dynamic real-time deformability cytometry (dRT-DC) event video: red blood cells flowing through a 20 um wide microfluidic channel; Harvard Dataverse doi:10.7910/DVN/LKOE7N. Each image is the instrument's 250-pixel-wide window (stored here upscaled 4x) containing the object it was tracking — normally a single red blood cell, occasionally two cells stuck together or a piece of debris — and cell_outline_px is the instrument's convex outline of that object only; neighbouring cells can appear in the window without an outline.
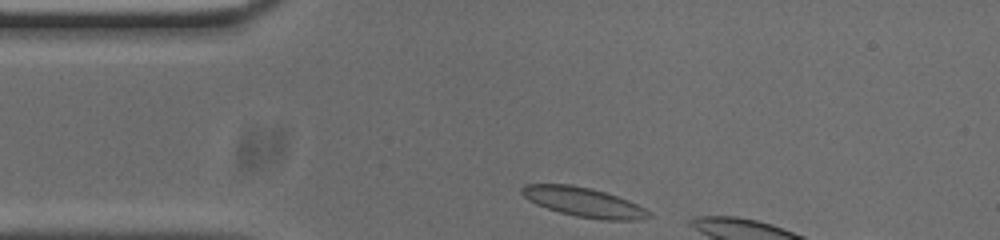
{"species": "common noctule bat (a hibernating species)", "species_latin": "Nyctalus noctula", "temperature_condition": "cold", "stored_images_in_passage": 9, "camera_frame_rate_fps": 3000, "um_per_image_px": 0.085, "animal": {"sex": "male", "body_mass_g": 20.0, "forearm_length_mm": 53.3}, "frame": {"image": 1, "passage_image": 1, "time_ms": 0.0, "image_size_px": [1000, 240], "cell_outline_px": [[652, 216], [636, 220], [600, 220], [576, 216], [560, 212], [536, 204], [528, 200], [520, 192], [520, 188], [524, 184], [572, 184], [592, 188], [628, 200], [652, 212]], "centroid_in_image_um": [49.6, 17.18], "position_along_channel_um": 35.4, "area_um2": 21.79}}
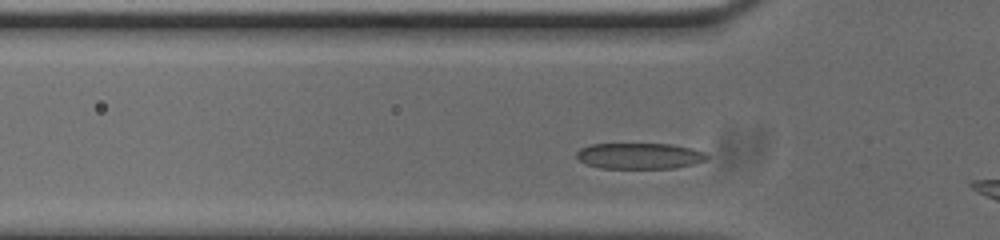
{"frame": {"image": 2, "passage_image": 6, "time_ms": 1.667, "image_size_px": [1000, 240], "cell_outline_px": [[708, 160], [696, 164], [672, 168], [600, 168], [588, 164], [580, 160], [576, 156], [576, 152], [580, 148], [592, 144], [672, 144], [692, 148], [704, 152], [708, 156]], "centroid_in_image_um": [54.4, 13.25], "position_along_channel_um": 71.4, "area_um2": 19.77}}